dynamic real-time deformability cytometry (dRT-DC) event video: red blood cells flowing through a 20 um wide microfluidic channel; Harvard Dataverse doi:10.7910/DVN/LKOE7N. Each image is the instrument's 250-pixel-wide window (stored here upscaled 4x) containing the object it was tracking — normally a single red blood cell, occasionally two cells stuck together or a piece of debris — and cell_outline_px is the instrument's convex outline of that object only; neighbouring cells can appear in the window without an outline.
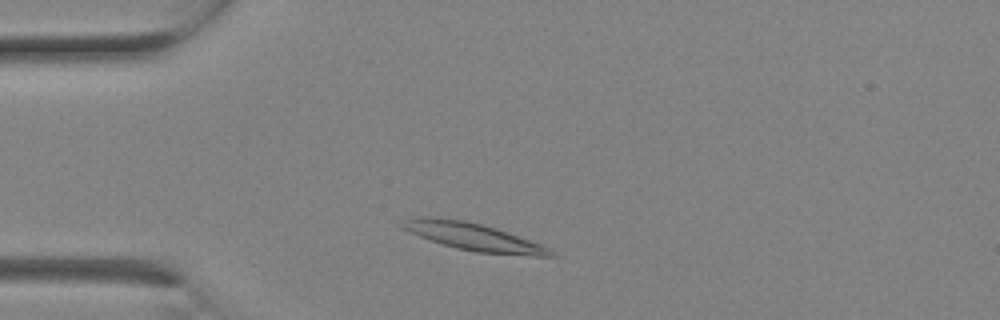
{"species": "Egyptian fruit bat (a non-hibernating species)", "species_latin": "Rousettus aegyptiacus", "temperature_condition": "room temperature", "stored_images_in_passage": 1, "camera_frame_rate_fps": 3000, "um_per_image_px": 0.085, "animal": {"sex": "female"}, "frame": {"image": 1, "passage_image": 1, "time_ms": 0.0, "image_size_px": [1000, 320], "cell_outline_px": [[556, 256], [532, 256], [476, 252], [456, 248], [420, 236], [400, 228], [396, 224], [404, 220], [420, 216], [440, 216], [464, 220], [496, 228], [508, 232], [540, 244], [548, 248]], "centroid_in_image_um": [40.16, 20.1], "position_along_channel_um": 44.8, "area_um2": 23.7}}